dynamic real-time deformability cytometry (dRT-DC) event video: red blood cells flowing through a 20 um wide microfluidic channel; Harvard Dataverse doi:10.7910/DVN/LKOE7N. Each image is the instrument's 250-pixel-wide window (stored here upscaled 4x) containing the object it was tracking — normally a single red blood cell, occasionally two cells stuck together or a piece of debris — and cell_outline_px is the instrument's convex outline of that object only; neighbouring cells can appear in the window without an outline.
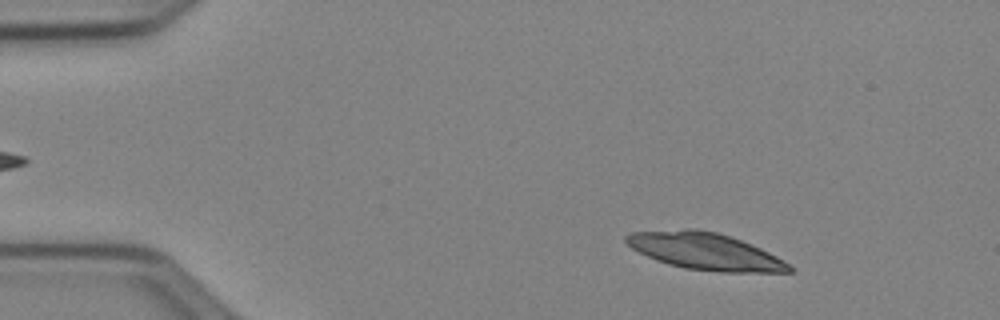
{"species": "Egyptian fruit bat (a non-hibernating species)", "species_latin": "Rousettus aegyptiacus", "temperature_condition": "cold", "stored_images_in_passage": 50, "camera_frame_rate_fps": 3000, "um_per_image_px": 0.085, "animal": {"sex": "female"}, "frame": {"image": 1, "passage_image": 6, "time_ms": 1.667, "image_size_px": [1000, 320], "cell_outline_px": [[796, 272], [720, 272], [684, 268], [668, 264], [656, 260], [632, 248], [624, 240], [624, 236], [632, 232], [688, 228], [696, 228], [716, 232], [740, 240], [760, 248], [776, 256], [796, 268]], "centroid_in_image_um": [59.94, 21.36], "position_along_channel_um": 25.1, "area_um2": 35.03}}